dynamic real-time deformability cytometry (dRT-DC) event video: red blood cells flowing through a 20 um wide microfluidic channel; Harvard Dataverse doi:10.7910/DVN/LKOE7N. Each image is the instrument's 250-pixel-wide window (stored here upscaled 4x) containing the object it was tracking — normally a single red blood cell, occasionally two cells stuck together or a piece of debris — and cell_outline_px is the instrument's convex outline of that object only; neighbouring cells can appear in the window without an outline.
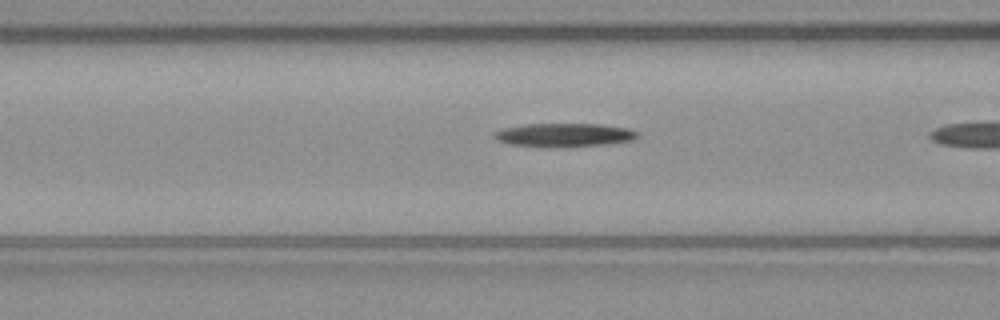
{"species": "common noctule bat (a hibernating species)", "species_latin": "Nyctalus noctula", "temperature_condition": "warm", "stored_images_in_passage": 10, "camera_frame_rate_fps": 3000, "um_per_image_px": 0.085, "animal": {"sex": "male", "body_mass_g": 23.1, "forearm_length_mm": 52.7}, "frame": {"image": 1, "passage_image": 9, "time_ms": 2.667, "image_size_px": [1000, 320], "cell_outline_px": [[640, 136], [632, 140], [608, 144], [568, 148], [544, 148], [508, 144], [496, 140], [492, 136], [492, 132], [504, 128], [524, 124], [600, 124], [628, 128], [640, 132]], "centroid_in_image_um": [47.94, 11.5], "position_along_channel_um": 118.7, "area_um2": 20.4}}